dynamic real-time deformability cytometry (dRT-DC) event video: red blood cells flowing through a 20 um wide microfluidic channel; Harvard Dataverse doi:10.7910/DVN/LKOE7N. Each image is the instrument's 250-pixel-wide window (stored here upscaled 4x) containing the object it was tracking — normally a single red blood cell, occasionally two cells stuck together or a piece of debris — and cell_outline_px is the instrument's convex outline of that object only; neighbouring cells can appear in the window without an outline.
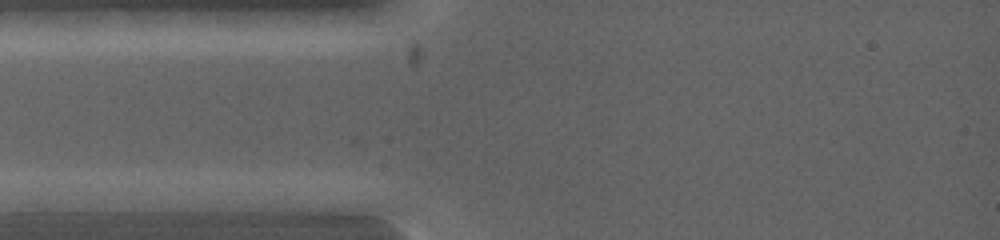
{"species": "common noctule bat (a hibernating species)", "species_latin": "Nyctalus noctula", "temperature_condition": "warm", "stored_images_in_passage": 2, "camera_frame_rate_fps": 5000, "um_per_image_px": 0.085, "animal": {"sex": "female", "body_mass_g": 19.0, "forearm_length_mm": 53.3}, "frame": {"image": 1, "passage_image": 1, "time_ms": 0.0, "image_size_px": [1000, 240], "cell_outline_px": [[132, 200], [116, 212], [16, 212], [16, 200], [68, 192], [112, 192]], "centroid_in_image_um": [6.26, 17.24], "position_along_channel_um": 78.7, "area_um2": 13.99}}